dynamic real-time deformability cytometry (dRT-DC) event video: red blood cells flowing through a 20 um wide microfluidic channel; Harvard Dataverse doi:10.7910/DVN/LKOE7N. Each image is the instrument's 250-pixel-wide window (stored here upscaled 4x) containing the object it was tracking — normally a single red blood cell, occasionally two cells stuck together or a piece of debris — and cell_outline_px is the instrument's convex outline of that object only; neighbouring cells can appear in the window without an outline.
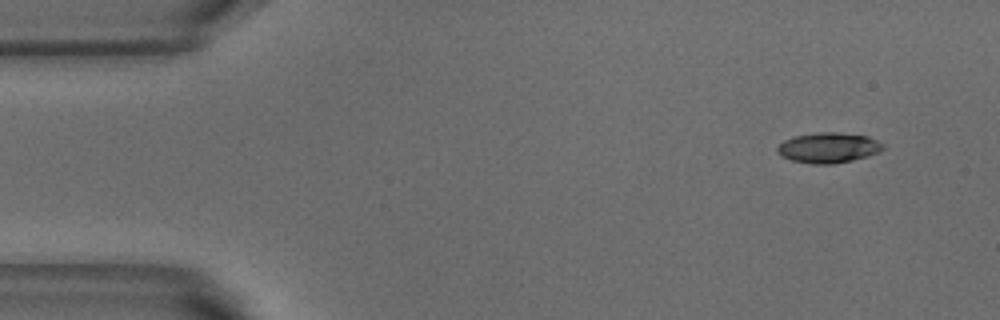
{"species": "common noctule bat (a hibernating species)", "species_latin": "Nyctalus noctula", "temperature_condition": "warm", "stored_images_in_passage": 3, "camera_frame_rate_fps": 3000, "um_per_image_px": 0.085, "animal": {"sex": "male", "body_mass_g": 18.8}, "frame": {"image": 1, "passage_image": 1, "time_ms": 0.0, "image_size_px": [1000, 320], "cell_outline_px": [[884, 148], [880, 152], [868, 156], [852, 160], [832, 164], [812, 164], [792, 160], [784, 156], [776, 148], [784, 140], [792, 136], [820, 132], [836, 132], [868, 136], [884, 144]], "centroid_in_image_um": [70.45, 12.55], "position_along_channel_um": 14.5, "area_um2": 18.55}}
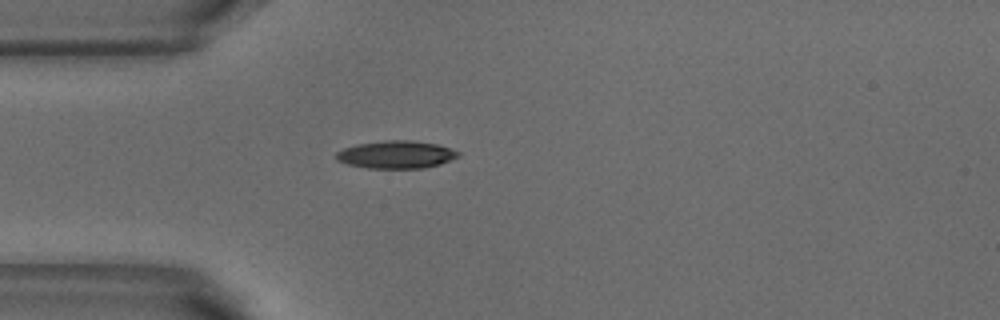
{"frame": {"image": 2, "passage_image": 3, "time_ms": 0.667, "image_size_px": [1000, 320], "cell_outline_px": [[460, 156], [440, 164], [424, 168], [368, 168], [348, 164], [336, 160], [336, 152], [344, 148], [356, 144], [384, 140], [412, 140], [436, 144], [460, 152]], "centroid_in_image_um": [33.66, 13.13], "position_along_channel_um": 51.3, "area_um2": 19.65}}